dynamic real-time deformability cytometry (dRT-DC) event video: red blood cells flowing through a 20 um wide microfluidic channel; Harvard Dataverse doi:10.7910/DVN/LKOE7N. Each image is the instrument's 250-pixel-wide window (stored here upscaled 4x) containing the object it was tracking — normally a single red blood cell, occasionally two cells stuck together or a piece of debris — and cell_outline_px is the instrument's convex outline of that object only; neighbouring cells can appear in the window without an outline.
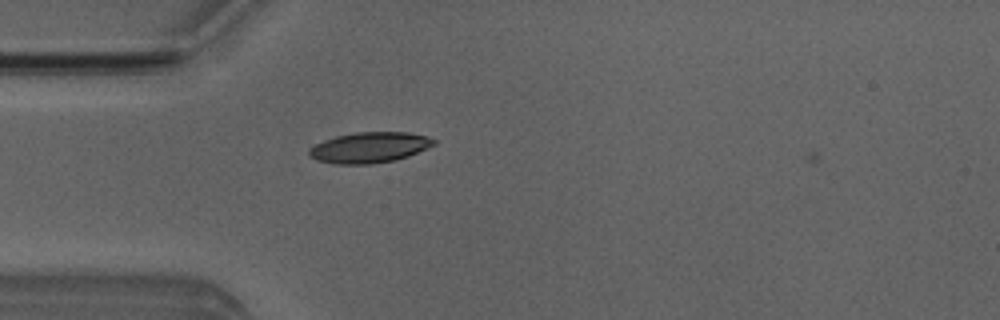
{"species": "Egyptian fruit bat (a non-hibernating species)", "species_latin": "Rousettus aegyptiacus", "temperature_condition": "room temperature", "stored_images_in_passage": 2, "camera_frame_rate_fps": 3000, "um_per_image_px": 0.085, "animal": {"sex": "male"}, "frame": {"image": 1, "passage_image": 1, "time_ms": 0.0, "image_size_px": [1000, 320], "cell_outline_px": [[436, 144], [408, 156], [396, 160], [372, 164], [336, 164], [316, 160], [308, 152], [308, 148], [324, 140], [336, 136], [356, 132], [408, 132], [424, 136], [436, 140]], "centroid_in_image_um": [31.4, 12.54], "position_along_channel_um": 53.6, "area_um2": 22.2}}